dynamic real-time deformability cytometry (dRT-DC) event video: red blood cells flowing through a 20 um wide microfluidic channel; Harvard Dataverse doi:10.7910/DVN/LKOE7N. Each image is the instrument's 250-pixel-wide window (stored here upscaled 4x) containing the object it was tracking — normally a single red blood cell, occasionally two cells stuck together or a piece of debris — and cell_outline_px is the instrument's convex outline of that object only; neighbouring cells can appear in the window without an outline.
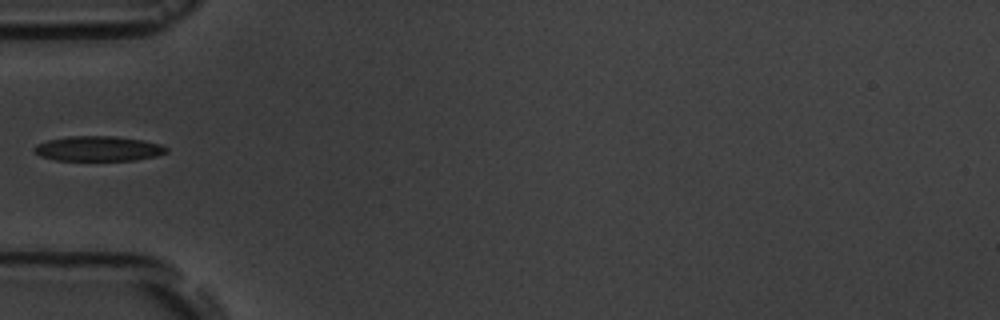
{"species": "common noctule bat (a hibernating species)", "species_latin": "Nyctalus noctula", "temperature_condition": "room temperature", "stored_images_in_passage": 1, "camera_frame_rate_fps": 3000, "um_per_image_px": 0.085, "animal": {"sex": "male", "body_mass_g": 19.5, "forearm_length_mm": 54.6}, "frame": {"image": 1, "passage_image": 1, "time_ms": 0.0, "image_size_px": [1000, 320], "cell_outline_px": [[168, 152], [156, 156], [136, 160], [56, 160], [40, 156], [32, 152], [32, 148], [36, 144], [48, 140], [68, 136], [116, 136], [144, 140], [160, 144], [168, 148]], "centroid_in_image_um": [8.34, 12.63], "position_along_channel_um": 76.7, "area_um2": 19.42}}